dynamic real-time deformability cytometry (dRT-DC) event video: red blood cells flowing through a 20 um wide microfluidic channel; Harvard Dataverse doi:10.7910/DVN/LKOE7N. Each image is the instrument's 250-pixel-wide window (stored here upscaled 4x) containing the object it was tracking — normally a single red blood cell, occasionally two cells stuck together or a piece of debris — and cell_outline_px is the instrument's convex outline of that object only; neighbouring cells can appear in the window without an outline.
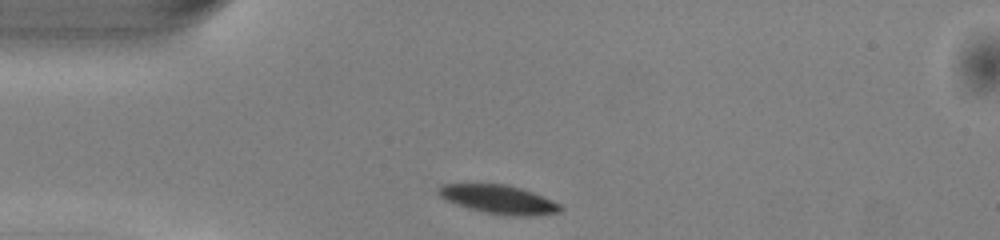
{"species": "common noctule bat (a hibernating species)", "species_latin": "Nyctalus noctula", "temperature_condition": "warm", "stored_images_in_passage": 9, "camera_frame_rate_fps": 3000, "um_per_image_px": 0.085, "animal": {"sex": "male", "body_mass_g": 13.0, "forearm_length_mm": 53.1}, "frame": {"image": 1, "passage_image": 1, "time_ms": 0.0, "image_size_px": [1000, 240], "cell_outline_px": [[564, 208], [560, 212], [528, 216], [520, 216], [484, 212], [468, 208], [456, 204], [440, 196], [436, 192], [436, 188], [444, 184], [508, 184], [532, 192], [552, 200], [560, 204]], "centroid_in_image_um": [42.39, 16.94], "position_along_channel_um": 42.6, "area_um2": 20.17}}
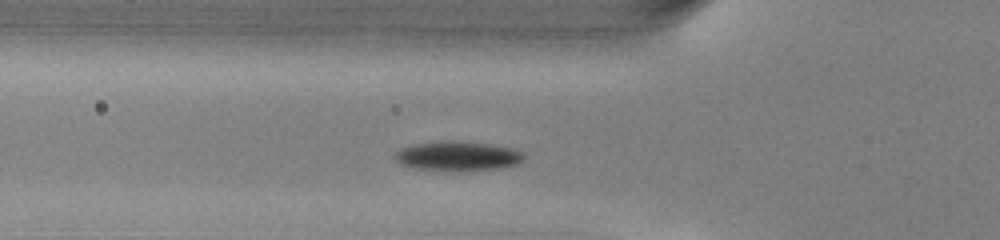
{"frame": {"image": 2, "passage_image": 6, "time_ms": 1.667, "image_size_px": [1000, 240], "cell_outline_px": [[524, 160], [520, 164], [500, 168], [416, 168], [400, 164], [392, 156], [400, 148], [412, 144], [432, 140], [460, 140], [492, 144], [512, 148], [524, 152]], "centroid_in_image_um": [38.91, 13.19], "position_along_channel_um": 86.9, "area_um2": 21.85}}
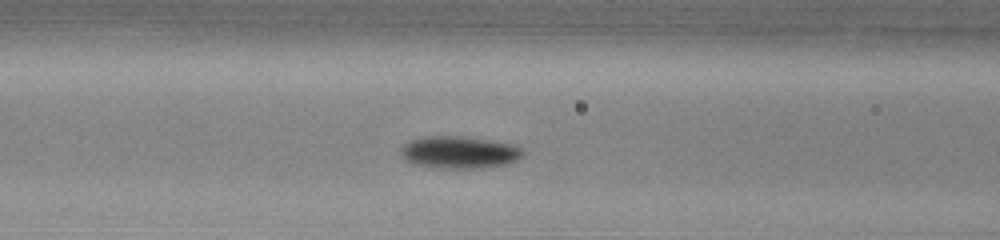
{"frame": {"image": 3, "passage_image": 9, "time_ms": 2.667, "image_size_px": [1000, 240], "cell_outline_px": [[524, 156], [508, 164], [480, 168], [440, 168], [416, 164], [404, 160], [400, 152], [400, 148], [404, 144], [412, 140], [424, 136], [464, 136], [516, 144], [524, 148]], "centroid_in_image_um": [39.09, 12.94], "position_along_channel_um": 127.5, "area_um2": 23.24}}